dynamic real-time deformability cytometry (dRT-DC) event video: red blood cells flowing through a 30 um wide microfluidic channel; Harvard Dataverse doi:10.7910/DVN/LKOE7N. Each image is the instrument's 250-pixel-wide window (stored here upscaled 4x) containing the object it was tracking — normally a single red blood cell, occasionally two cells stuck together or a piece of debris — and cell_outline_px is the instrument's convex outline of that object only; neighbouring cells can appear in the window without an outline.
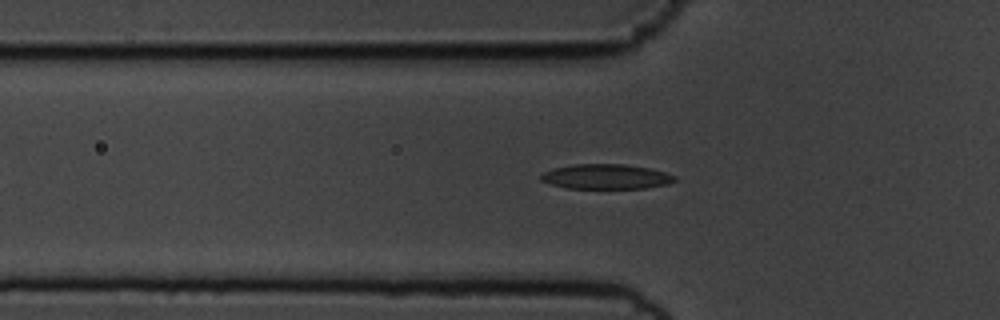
{"species": "common noctule bat (a hibernating species)", "species_latin": "Nyctalus noctula", "temperature_condition": "cold", "stored_images_in_passage": 53, "camera_frame_rate_fps": 3000, "um_per_image_px": 0.085, "animal": {"sex": "male", "body_mass_g": 19.5, "forearm_length_mm": 54.6}, "frame": {"image": 1, "passage_image": 18, "time_ms": 5.667, "image_size_px": [1000, 320], "cell_outline_px": [[676, 180], [668, 184], [648, 188], [568, 188], [552, 184], [540, 180], [540, 176], [544, 172], [552, 168], [572, 164], [624, 164], [648, 168], [664, 172], [676, 176]], "centroid_in_image_um": [51.51, 15.01], "position_along_channel_um": 74.3, "area_um2": 19.36}}
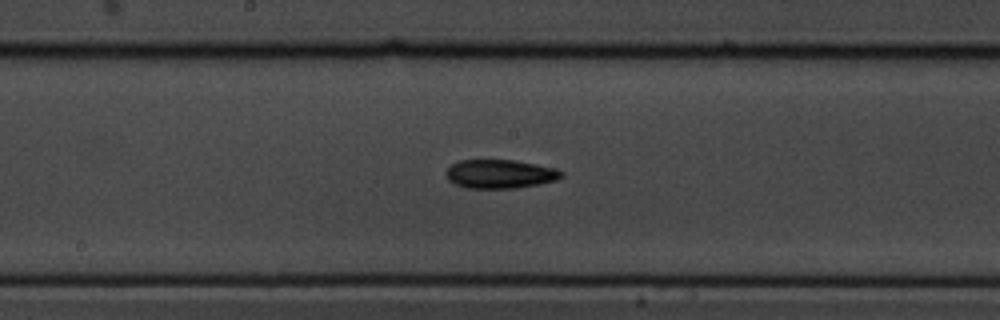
{"frame": {"image": 2, "passage_image": 29, "time_ms": 9.333, "image_size_px": [1000, 320], "cell_outline_px": [[564, 176], [556, 180], [540, 184], [516, 188], [468, 188], [456, 184], [448, 180], [444, 176], [444, 172], [452, 164], [460, 160], [512, 160], [536, 164], [556, 168], [564, 172]], "centroid_in_image_um": [42.5, 14.79], "position_along_channel_um": 205.7, "area_um2": 19.48}}
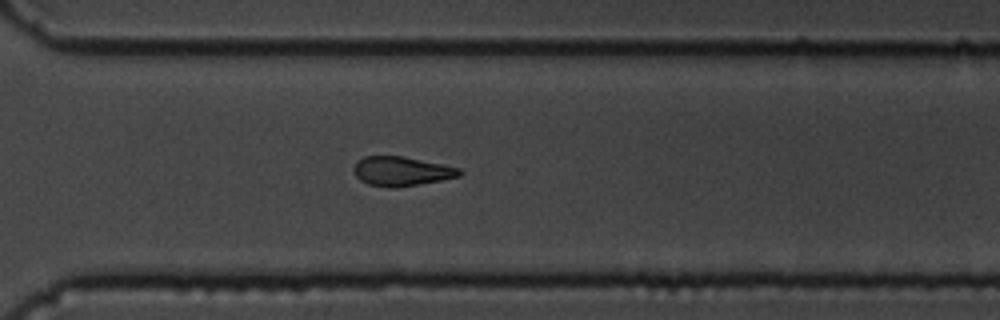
{"frame": {"image": 3, "passage_image": 40, "time_ms": 13.0, "image_size_px": [1000, 320], "cell_outline_px": [[464, 172], [460, 176], [440, 180], [396, 188], [388, 188], [368, 184], [360, 180], [356, 176], [352, 168], [356, 160], [364, 156], [404, 156], [460, 168]], "centroid_in_image_um": [34.09, 14.55], "position_along_channel_um": 336.5, "area_um2": 18.21}, "authors_computed_cell_mechanics": {"area_um2": 18.7272, "velocity_mm_per_s": 3.5748, "shape_relaxation_time_tau1_ms": 4.094, "shape_relaxation_time_tau2_ms": null, "deformation_change_tau1": 0.132, "deformation_change_tau2": null}}